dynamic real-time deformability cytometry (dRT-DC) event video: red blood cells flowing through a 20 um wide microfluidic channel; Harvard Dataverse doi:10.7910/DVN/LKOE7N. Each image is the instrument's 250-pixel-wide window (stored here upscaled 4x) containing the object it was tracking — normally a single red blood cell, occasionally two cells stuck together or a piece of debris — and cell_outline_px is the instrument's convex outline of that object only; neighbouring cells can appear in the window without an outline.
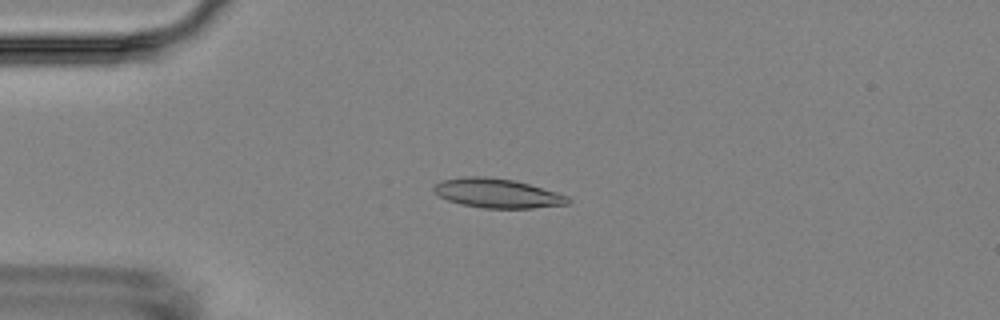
{"species": "Egyptian fruit bat (a non-hibernating species)", "species_latin": "Rousettus aegyptiacus", "temperature_condition": "room temperature", "stored_images_in_passage": 5, "camera_frame_rate_fps": 3000, "um_per_image_px": 0.085, "animal": {"sex": "female"}, "frame": {"image": 1, "passage_image": 3, "time_ms": 2.333, "image_size_px": [1000, 320], "cell_outline_px": [[572, 200], [568, 204], [532, 208], [484, 208], [460, 204], [448, 200], [440, 196], [432, 188], [440, 180], [464, 176], [484, 176], [512, 180], [528, 184], [556, 192], [568, 196]], "centroid_in_image_um": [42.26, 16.42], "position_along_channel_um": 42.7, "area_um2": 22.77}}